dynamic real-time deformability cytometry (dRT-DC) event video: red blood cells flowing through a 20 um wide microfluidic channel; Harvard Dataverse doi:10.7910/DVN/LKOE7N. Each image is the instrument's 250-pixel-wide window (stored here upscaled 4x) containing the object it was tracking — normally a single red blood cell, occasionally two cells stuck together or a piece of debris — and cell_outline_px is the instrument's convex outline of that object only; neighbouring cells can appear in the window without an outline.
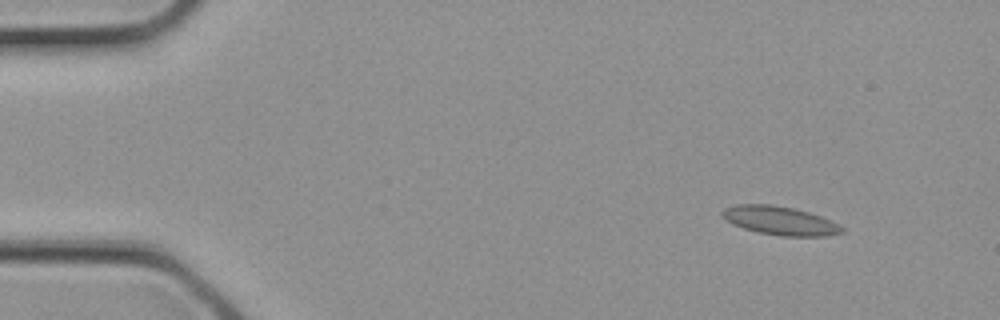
{"species": "common noctule bat (a hibernating species)", "species_latin": "Nyctalus noctula", "temperature_condition": "cold", "stored_images_in_passage": 2, "camera_frame_rate_fps": 3000, "um_per_image_px": 0.085, "animal": {"sex": "female", "body_mass_g": 21.9}, "frame": {"image": 1, "passage_image": 1, "time_ms": 0.0, "image_size_px": [1000, 320], "cell_outline_px": [[844, 232], [828, 236], [780, 236], [760, 232], [744, 228], [732, 224], [720, 212], [724, 208], [736, 204], [772, 204], [792, 208], [808, 212], [820, 216], [840, 224], [844, 228]], "centroid_in_image_um": [66.33, 18.75], "position_along_channel_um": 18.7, "area_um2": 19.88}}